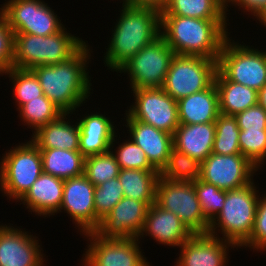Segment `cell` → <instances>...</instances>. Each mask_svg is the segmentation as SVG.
Segmentation results:
<instances>
[{
    "label": "cell",
    "mask_w": 266,
    "mask_h": 266,
    "mask_svg": "<svg viewBox=\"0 0 266 266\" xmlns=\"http://www.w3.org/2000/svg\"><path fill=\"white\" fill-rule=\"evenodd\" d=\"M88 46L85 44L66 62L31 69L39 79L44 95L64 113L75 112L90 96L92 83L87 65L93 51Z\"/></svg>",
    "instance_id": "obj_1"
},
{
    "label": "cell",
    "mask_w": 266,
    "mask_h": 266,
    "mask_svg": "<svg viewBox=\"0 0 266 266\" xmlns=\"http://www.w3.org/2000/svg\"><path fill=\"white\" fill-rule=\"evenodd\" d=\"M227 21L161 15L160 35L177 55L202 56L218 61L223 43L230 35Z\"/></svg>",
    "instance_id": "obj_2"
},
{
    "label": "cell",
    "mask_w": 266,
    "mask_h": 266,
    "mask_svg": "<svg viewBox=\"0 0 266 266\" xmlns=\"http://www.w3.org/2000/svg\"><path fill=\"white\" fill-rule=\"evenodd\" d=\"M112 37L106 49L104 64L117 71L130 58L160 36L161 12L151 7L122 5Z\"/></svg>",
    "instance_id": "obj_3"
},
{
    "label": "cell",
    "mask_w": 266,
    "mask_h": 266,
    "mask_svg": "<svg viewBox=\"0 0 266 266\" xmlns=\"http://www.w3.org/2000/svg\"><path fill=\"white\" fill-rule=\"evenodd\" d=\"M66 30L48 36L14 33L13 67L31 70L68 61L86 42Z\"/></svg>",
    "instance_id": "obj_4"
},
{
    "label": "cell",
    "mask_w": 266,
    "mask_h": 266,
    "mask_svg": "<svg viewBox=\"0 0 266 266\" xmlns=\"http://www.w3.org/2000/svg\"><path fill=\"white\" fill-rule=\"evenodd\" d=\"M254 183L252 180L240 188L226 191L224 206L209 224L208 234L219 237L218 233L221 232L223 240L237 247L250 237L260 198L259 189Z\"/></svg>",
    "instance_id": "obj_5"
},
{
    "label": "cell",
    "mask_w": 266,
    "mask_h": 266,
    "mask_svg": "<svg viewBox=\"0 0 266 266\" xmlns=\"http://www.w3.org/2000/svg\"><path fill=\"white\" fill-rule=\"evenodd\" d=\"M25 143L5 152L0 160V191L17 202L43 173L39 148L31 140Z\"/></svg>",
    "instance_id": "obj_6"
},
{
    "label": "cell",
    "mask_w": 266,
    "mask_h": 266,
    "mask_svg": "<svg viewBox=\"0 0 266 266\" xmlns=\"http://www.w3.org/2000/svg\"><path fill=\"white\" fill-rule=\"evenodd\" d=\"M217 70V60L175 54L162 89L178 101L209 88L214 83Z\"/></svg>",
    "instance_id": "obj_7"
},
{
    "label": "cell",
    "mask_w": 266,
    "mask_h": 266,
    "mask_svg": "<svg viewBox=\"0 0 266 266\" xmlns=\"http://www.w3.org/2000/svg\"><path fill=\"white\" fill-rule=\"evenodd\" d=\"M230 38L221 48L218 70L229 81L259 91L266 84V50L241 45Z\"/></svg>",
    "instance_id": "obj_8"
},
{
    "label": "cell",
    "mask_w": 266,
    "mask_h": 266,
    "mask_svg": "<svg viewBox=\"0 0 266 266\" xmlns=\"http://www.w3.org/2000/svg\"><path fill=\"white\" fill-rule=\"evenodd\" d=\"M175 53L160 35L116 72L128 73L130 88H162Z\"/></svg>",
    "instance_id": "obj_9"
},
{
    "label": "cell",
    "mask_w": 266,
    "mask_h": 266,
    "mask_svg": "<svg viewBox=\"0 0 266 266\" xmlns=\"http://www.w3.org/2000/svg\"><path fill=\"white\" fill-rule=\"evenodd\" d=\"M155 203L176 214L193 234H207L209 222L202 213L193 181H172L159 177Z\"/></svg>",
    "instance_id": "obj_10"
},
{
    "label": "cell",
    "mask_w": 266,
    "mask_h": 266,
    "mask_svg": "<svg viewBox=\"0 0 266 266\" xmlns=\"http://www.w3.org/2000/svg\"><path fill=\"white\" fill-rule=\"evenodd\" d=\"M47 4L42 0H8L1 4L0 12L14 33L48 36L58 33L65 25Z\"/></svg>",
    "instance_id": "obj_11"
},
{
    "label": "cell",
    "mask_w": 266,
    "mask_h": 266,
    "mask_svg": "<svg viewBox=\"0 0 266 266\" xmlns=\"http://www.w3.org/2000/svg\"><path fill=\"white\" fill-rule=\"evenodd\" d=\"M82 235L90 240L82 266H150L137 238H102L95 231Z\"/></svg>",
    "instance_id": "obj_12"
},
{
    "label": "cell",
    "mask_w": 266,
    "mask_h": 266,
    "mask_svg": "<svg viewBox=\"0 0 266 266\" xmlns=\"http://www.w3.org/2000/svg\"><path fill=\"white\" fill-rule=\"evenodd\" d=\"M135 102L126 112L135 120L174 134L179 126L177 101L162 88L131 90Z\"/></svg>",
    "instance_id": "obj_13"
},
{
    "label": "cell",
    "mask_w": 266,
    "mask_h": 266,
    "mask_svg": "<svg viewBox=\"0 0 266 266\" xmlns=\"http://www.w3.org/2000/svg\"><path fill=\"white\" fill-rule=\"evenodd\" d=\"M257 168L243 155L211 153L201 162L200 178L222 190H233L249 184Z\"/></svg>",
    "instance_id": "obj_14"
},
{
    "label": "cell",
    "mask_w": 266,
    "mask_h": 266,
    "mask_svg": "<svg viewBox=\"0 0 266 266\" xmlns=\"http://www.w3.org/2000/svg\"><path fill=\"white\" fill-rule=\"evenodd\" d=\"M149 205L123 197L100 222L95 232L102 238L132 239L142 231Z\"/></svg>",
    "instance_id": "obj_15"
},
{
    "label": "cell",
    "mask_w": 266,
    "mask_h": 266,
    "mask_svg": "<svg viewBox=\"0 0 266 266\" xmlns=\"http://www.w3.org/2000/svg\"><path fill=\"white\" fill-rule=\"evenodd\" d=\"M95 186L84 174L64 180L60 211L69 214L80 234L95 231Z\"/></svg>",
    "instance_id": "obj_16"
},
{
    "label": "cell",
    "mask_w": 266,
    "mask_h": 266,
    "mask_svg": "<svg viewBox=\"0 0 266 266\" xmlns=\"http://www.w3.org/2000/svg\"><path fill=\"white\" fill-rule=\"evenodd\" d=\"M18 228L0 225V266L46 265L38 237Z\"/></svg>",
    "instance_id": "obj_17"
},
{
    "label": "cell",
    "mask_w": 266,
    "mask_h": 266,
    "mask_svg": "<svg viewBox=\"0 0 266 266\" xmlns=\"http://www.w3.org/2000/svg\"><path fill=\"white\" fill-rule=\"evenodd\" d=\"M229 247L237 249L234 243L220 236L193 234L179 247L180 254L174 266H225Z\"/></svg>",
    "instance_id": "obj_18"
},
{
    "label": "cell",
    "mask_w": 266,
    "mask_h": 266,
    "mask_svg": "<svg viewBox=\"0 0 266 266\" xmlns=\"http://www.w3.org/2000/svg\"><path fill=\"white\" fill-rule=\"evenodd\" d=\"M126 128L130 139L145 153L150 164L159 172L167 165L173 148V135L149 124L133 119L127 112Z\"/></svg>",
    "instance_id": "obj_19"
},
{
    "label": "cell",
    "mask_w": 266,
    "mask_h": 266,
    "mask_svg": "<svg viewBox=\"0 0 266 266\" xmlns=\"http://www.w3.org/2000/svg\"><path fill=\"white\" fill-rule=\"evenodd\" d=\"M156 240L159 244L180 247L193 233L171 211L159 207L155 202L149 206L141 233L137 239L145 236Z\"/></svg>",
    "instance_id": "obj_20"
},
{
    "label": "cell",
    "mask_w": 266,
    "mask_h": 266,
    "mask_svg": "<svg viewBox=\"0 0 266 266\" xmlns=\"http://www.w3.org/2000/svg\"><path fill=\"white\" fill-rule=\"evenodd\" d=\"M64 180L42 173L32 184L27 193L18 201L26 205L38 216H51L59 213L63 199Z\"/></svg>",
    "instance_id": "obj_21"
},
{
    "label": "cell",
    "mask_w": 266,
    "mask_h": 266,
    "mask_svg": "<svg viewBox=\"0 0 266 266\" xmlns=\"http://www.w3.org/2000/svg\"><path fill=\"white\" fill-rule=\"evenodd\" d=\"M77 120L80 129L79 151L85 158L110 150L117 133L114 122L105 113L92 112Z\"/></svg>",
    "instance_id": "obj_22"
},
{
    "label": "cell",
    "mask_w": 266,
    "mask_h": 266,
    "mask_svg": "<svg viewBox=\"0 0 266 266\" xmlns=\"http://www.w3.org/2000/svg\"><path fill=\"white\" fill-rule=\"evenodd\" d=\"M215 138V122L179 124L173 134V148L204 161L212 153Z\"/></svg>",
    "instance_id": "obj_23"
},
{
    "label": "cell",
    "mask_w": 266,
    "mask_h": 266,
    "mask_svg": "<svg viewBox=\"0 0 266 266\" xmlns=\"http://www.w3.org/2000/svg\"><path fill=\"white\" fill-rule=\"evenodd\" d=\"M69 114L72 115V113H63L55 120L41 127L33 133L30 140L39 149L56 148L68 151H79V125L78 122L73 124V121H69L67 118L71 116Z\"/></svg>",
    "instance_id": "obj_24"
},
{
    "label": "cell",
    "mask_w": 266,
    "mask_h": 266,
    "mask_svg": "<svg viewBox=\"0 0 266 266\" xmlns=\"http://www.w3.org/2000/svg\"><path fill=\"white\" fill-rule=\"evenodd\" d=\"M179 124L215 122L220 114L218 90L213 83L209 88L177 101Z\"/></svg>",
    "instance_id": "obj_25"
},
{
    "label": "cell",
    "mask_w": 266,
    "mask_h": 266,
    "mask_svg": "<svg viewBox=\"0 0 266 266\" xmlns=\"http://www.w3.org/2000/svg\"><path fill=\"white\" fill-rule=\"evenodd\" d=\"M214 83L218 90L221 114L235 116L258 104L257 90L229 81L219 70H217Z\"/></svg>",
    "instance_id": "obj_26"
},
{
    "label": "cell",
    "mask_w": 266,
    "mask_h": 266,
    "mask_svg": "<svg viewBox=\"0 0 266 266\" xmlns=\"http://www.w3.org/2000/svg\"><path fill=\"white\" fill-rule=\"evenodd\" d=\"M159 177L158 170L121 169L118 174L124 197L144 201L149 206L155 202Z\"/></svg>",
    "instance_id": "obj_27"
},
{
    "label": "cell",
    "mask_w": 266,
    "mask_h": 266,
    "mask_svg": "<svg viewBox=\"0 0 266 266\" xmlns=\"http://www.w3.org/2000/svg\"><path fill=\"white\" fill-rule=\"evenodd\" d=\"M43 172L66 180L84 174L85 157L80 151L39 149Z\"/></svg>",
    "instance_id": "obj_28"
},
{
    "label": "cell",
    "mask_w": 266,
    "mask_h": 266,
    "mask_svg": "<svg viewBox=\"0 0 266 266\" xmlns=\"http://www.w3.org/2000/svg\"><path fill=\"white\" fill-rule=\"evenodd\" d=\"M161 15H178L197 19H229L221 0H168Z\"/></svg>",
    "instance_id": "obj_29"
},
{
    "label": "cell",
    "mask_w": 266,
    "mask_h": 266,
    "mask_svg": "<svg viewBox=\"0 0 266 266\" xmlns=\"http://www.w3.org/2000/svg\"><path fill=\"white\" fill-rule=\"evenodd\" d=\"M18 110V113H20L18 115L21 117L22 123H25L24 125L27 124V128L31 127V129H33L32 132H36L64 113L45 95L38 97V99L30 100Z\"/></svg>",
    "instance_id": "obj_30"
},
{
    "label": "cell",
    "mask_w": 266,
    "mask_h": 266,
    "mask_svg": "<svg viewBox=\"0 0 266 266\" xmlns=\"http://www.w3.org/2000/svg\"><path fill=\"white\" fill-rule=\"evenodd\" d=\"M4 74L13 84V99L15 98L17 110L30 100L44 96L39 79L32 70L11 67L0 75Z\"/></svg>",
    "instance_id": "obj_31"
},
{
    "label": "cell",
    "mask_w": 266,
    "mask_h": 266,
    "mask_svg": "<svg viewBox=\"0 0 266 266\" xmlns=\"http://www.w3.org/2000/svg\"><path fill=\"white\" fill-rule=\"evenodd\" d=\"M239 134L240 129L236 117L220 113L215 121V138L212 153L220 155L241 154Z\"/></svg>",
    "instance_id": "obj_32"
},
{
    "label": "cell",
    "mask_w": 266,
    "mask_h": 266,
    "mask_svg": "<svg viewBox=\"0 0 266 266\" xmlns=\"http://www.w3.org/2000/svg\"><path fill=\"white\" fill-rule=\"evenodd\" d=\"M120 170L111 150L88 156L84 160V175L95 187L118 177Z\"/></svg>",
    "instance_id": "obj_33"
},
{
    "label": "cell",
    "mask_w": 266,
    "mask_h": 266,
    "mask_svg": "<svg viewBox=\"0 0 266 266\" xmlns=\"http://www.w3.org/2000/svg\"><path fill=\"white\" fill-rule=\"evenodd\" d=\"M201 163L190 156L172 148L168 163L160 176L172 181L192 182L200 178Z\"/></svg>",
    "instance_id": "obj_34"
},
{
    "label": "cell",
    "mask_w": 266,
    "mask_h": 266,
    "mask_svg": "<svg viewBox=\"0 0 266 266\" xmlns=\"http://www.w3.org/2000/svg\"><path fill=\"white\" fill-rule=\"evenodd\" d=\"M124 197L123 188L118 177L110 179L95 187V230L100 222L108 215L113 207Z\"/></svg>",
    "instance_id": "obj_35"
},
{
    "label": "cell",
    "mask_w": 266,
    "mask_h": 266,
    "mask_svg": "<svg viewBox=\"0 0 266 266\" xmlns=\"http://www.w3.org/2000/svg\"><path fill=\"white\" fill-rule=\"evenodd\" d=\"M193 185L202 213L206 220L211 223L224 206L226 190L219 189L217 186L206 183L199 178L193 181Z\"/></svg>",
    "instance_id": "obj_36"
},
{
    "label": "cell",
    "mask_w": 266,
    "mask_h": 266,
    "mask_svg": "<svg viewBox=\"0 0 266 266\" xmlns=\"http://www.w3.org/2000/svg\"><path fill=\"white\" fill-rule=\"evenodd\" d=\"M239 147L259 171L266 160V129L240 130Z\"/></svg>",
    "instance_id": "obj_37"
},
{
    "label": "cell",
    "mask_w": 266,
    "mask_h": 266,
    "mask_svg": "<svg viewBox=\"0 0 266 266\" xmlns=\"http://www.w3.org/2000/svg\"><path fill=\"white\" fill-rule=\"evenodd\" d=\"M115 139L118 140L116 134L110 150L121 169L156 170L148 161L146 153L130 138L118 144L116 150L113 151Z\"/></svg>",
    "instance_id": "obj_38"
},
{
    "label": "cell",
    "mask_w": 266,
    "mask_h": 266,
    "mask_svg": "<svg viewBox=\"0 0 266 266\" xmlns=\"http://www.w3.org/2000/svg\"><path fill=\"white\" fill-rule=\"evenodd\" d=\"M241 247H249L257 252L266 249V194H262L258 200L253 230L250 237L239 248Z\"/></svg>",
    "instance_id": "obj_39"
},
{
    "label": "cell",
    "mask_w": 266,
    "mask_h": 266,
    "mask_svg": "<svg viewBox=\"0 0 266 266\" xmlns=\"http://www.w3.org/2000/svg\"><path fill=\"white\" fill-rule=\"evenodd\" d=\"M14 32L0 12V74L13 67Z\"/></svg>",
    "instance_id": "obj_40"
},
{
    "label": "cell",
    "mask_w": 266,
    "mask_h": 266,
    "mask_svg": "<svg viewBox=\"0 0 266 266\" xmlns=\"http://www.w3.org/2000/svg\"><path fill=\"white\" fill-rule=\"evenodd\" d=\"M240 130L266 129V110L256 104L235 115Z\"/></svg>",
    "instance_id": "obj_41"
},
{
    "label": "cell",
    "mask_w": 266,
    "mask_h": 266,
    "mask_svg": "<svg viewBox=\"0 0 266 266\" xmlns=\"http://www.w3.org/2000/svg\"><path fill=\"white\" fill-rule=\"evenodd\" d=\"M230 5L235 7L237 5V7L239 6L238 10L242 8L244 12H249V15L251 14V16L253 15L256 17L257 14L266 6V0H228L225 4L226 16L229 14L227 12L230 11L228 10Z\"/></svg>",
    "instance_id": "obj_42"
},
{
    "label": "cell",
    "mask_w": 266,
    "mask_h": 266,
    "mask_svg": "<svg viewBox=\"0 0 266 266\" xmlns=\"http://www.w3.org/2000/svg\"><path fill=\"white\" fill-rule=\"evenodd\" d=\"M167 2L168 0H130V5L151 7L162 12V10L166 7Z\"/></svg>",
    "instance_id": "obj_43"
},
{
    "label": "cell",
    "mask_w": 266,
    "mask_h": 266,
    "mask_svg": "<svg viewBox=\"0 0 266 266\" xmlns=\"http://www.w3.org/2000/svg\"><path fill=\"white\" fill-rule=\"evenodd\" d=\"M258 104L266 110V84L258 91Z\"/></svg>",
    "instance_id": "obj_44"
},
{
    "label": "cell",
    "mask_w": 266,
    "mask_h": 266,
    "mask_svg": "<svg viewBox=\"0 0 266 266\" xmlns=\"http://www.w3.org/2000/svg\"><path fill=\"white\" fill-rule=\"evenodd\" d=\"M257 18V19H256ZM266 28V6L255 17Z\"/></svg>",
    "instance_id": "obj_45"
},
{
    "label": "cell",
    "mask_w": 266,
    "mask_h": 266,
    "mask_svg": "<svg viewBox=\"0 0 266 266\" xmlns=\"http://www.w3.org/2000/svg\"><path fill=\"white\" fill-rule=\"evenodd\" d=\"M123 2V6H127V5H130V0H122Z\"/></svg>",
    "instance_id": "obj_46"
},
{
    "label": "cell",
    "mask_w": 266,
    "mask_h": 266,
    "mask_svg": "<svg viewBox=\"0 0 266 266\" xmlns=\"http://www.w3.org/2000/svg\"><path fill=\"white\" fill-rule=\"evenodd\" d=\"M224 4H226L228 2V0H221Z\"/></svg>",
    "instance_id": "obj_47"
}]
</instances>
